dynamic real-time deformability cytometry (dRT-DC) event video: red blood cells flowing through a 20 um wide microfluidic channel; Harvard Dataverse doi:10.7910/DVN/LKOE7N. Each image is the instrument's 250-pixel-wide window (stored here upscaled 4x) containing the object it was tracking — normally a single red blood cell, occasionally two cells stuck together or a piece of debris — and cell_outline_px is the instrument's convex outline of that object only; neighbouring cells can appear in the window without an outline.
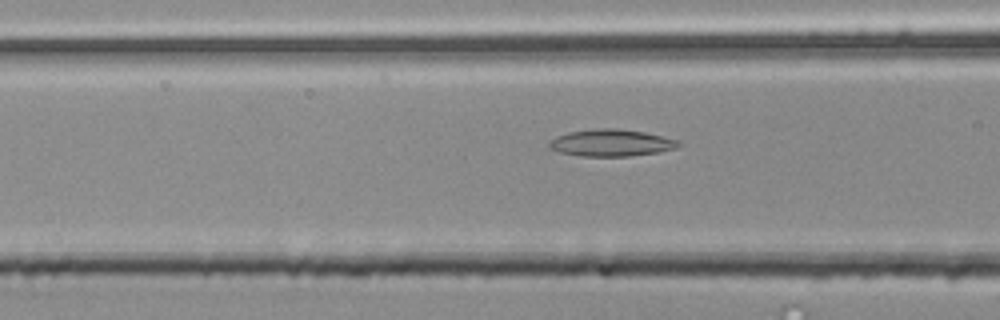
{"species": "common noctule bat (a hibernating species)", "species_latin": "Nyctalus noctula", "temperature_condition": "room temperature", "stored_images_in_passage": 34, "camera_frame_rate_fps": 3000, "um_per_image_px": 0.085, "animal": {"sex": "male", "body_mass_g": 20.4}, "frame": {"image": 1, "passage_image": 11, "time_ms": 3.333, "image_size_px": [1000, 320], "cell_outline_px": [[684, 144], [676, 148], [660, 152], [628, 156], [580, 156], [560, 152], [552, 148], [548, 144], [556, 136], [568, 132], [592, 128], [620, 128], [644, 132], [676, 140]], "centroid_in_image_um": [51.97, 12.13], "position_along_channel_um": 114.6, "area_um2": 20.29}}
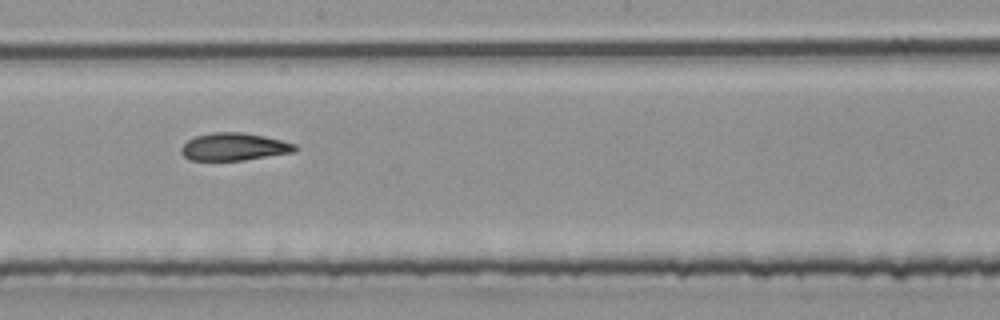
{"frame": {"image": 2, "passage_image": 20, "time_ms": 6.333, "image_size_px": [1000, 320], "cell_outline_px": [[300, 148], [296, 152], [244, 160], [188, 160], [180, 152], [180, 148], [188, 140], [196, 136], [212, 132], [240, 132], [264, 136], [296, 144]], "centroid_in_image_um": [19.92, 12.48], "position_along_channel_um": 228.3, "area_um2": 18.38}}
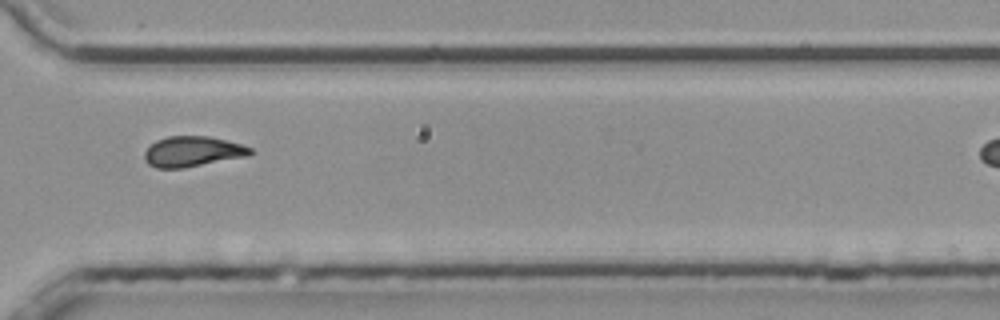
{"frame": {"image": 3, "passage_image": 30, "time_ms": 9.667, "image_size_px": [1000, 320], "cell_outline_px": [[252, 152], [248, 156], [184, 168], [156, 168], [148, 164], [144, 160], [144, 152], [156, 140], [168, 136], [208, 136], [240, 144], [252, 148]], "centroid_in_image_um": [16.34, 12.89], "position_along_channel_um": 354.3, "area_um2": 18.67}}